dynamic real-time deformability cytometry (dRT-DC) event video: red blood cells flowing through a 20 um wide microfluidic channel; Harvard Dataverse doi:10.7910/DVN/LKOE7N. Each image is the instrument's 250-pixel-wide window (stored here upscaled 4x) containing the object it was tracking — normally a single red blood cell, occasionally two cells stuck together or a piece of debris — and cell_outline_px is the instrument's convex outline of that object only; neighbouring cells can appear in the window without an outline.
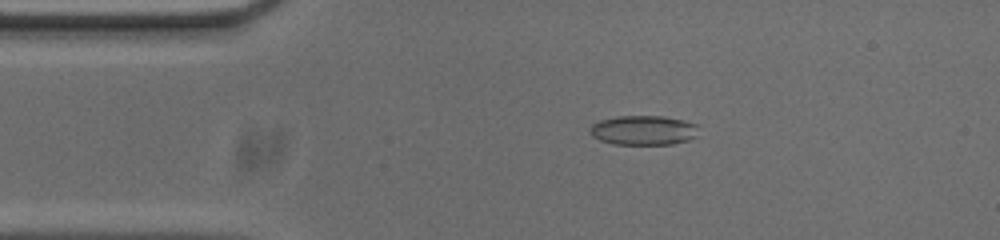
{"species": "common noctule bat (a hibernating species)", "species_latin": "Nyctalus noctula", "temperature_condition": "cold", "stored_images_in_passage": 12, "camera_frame_rate_fps": 3000, "um_per_image_px": 0.085, "animal": {"sex": "male", "body_mass_g": 20.0, "forearm_length_mm": 53.3}, "frame": {"image": 1, "passage_image": 9, "time_ms": 2.667, "image_size_px": [1000, 240], "cell_outline_px": [[700, 136], [688, 140], [672, 144], [616, 144], [600, 140], [592, 136], [588, 132], [592, 124], [600, 120], [616, 116], [664, 116], [684, 120], [700, 124]], "centroid_in_image_um": [54.77, 11.06], "position_along_channel_um": 30.2, "area_um2": 19.13}}